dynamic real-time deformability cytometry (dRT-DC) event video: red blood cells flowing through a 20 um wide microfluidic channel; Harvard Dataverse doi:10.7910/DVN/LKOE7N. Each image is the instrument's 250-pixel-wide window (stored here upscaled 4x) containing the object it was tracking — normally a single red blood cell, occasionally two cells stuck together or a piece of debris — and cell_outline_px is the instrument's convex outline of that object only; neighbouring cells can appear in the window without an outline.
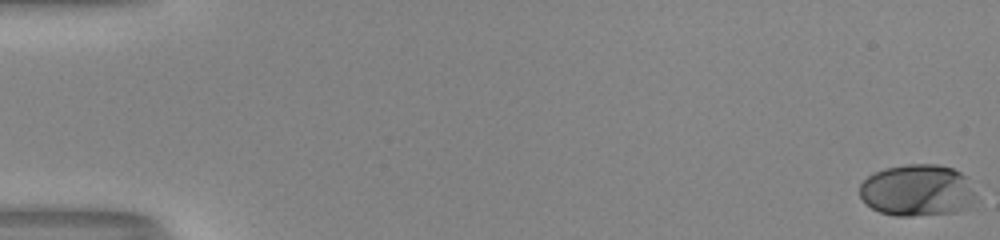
{"species": "human", "species_latin": "Homo sapiens", "temperature_condition": "room temperature", "stored_images_in_passage": 53, "camera_frame_rate_fps": 3000, "um_per_image_px": 0.085, "donor": {"sex": "male"}, "frame": {"image": 1, "passage_image": 1, "time_ms": 0.0, "image_size_px": [1000, 240], "cell_outline_px": [[976, 200], [968, 208], [956, 212], [912, 216], [896, 216], [880, 212], [872, 208], [860, 196], [860, 184], [872, 172], [884, 168], [908, 164], [936, 164], [952, 168], [968, 176]], "centroid_in_image_um": [77.99, 16.17], "position_along_channel_um": 7.0, "area_um2": 35.32}}
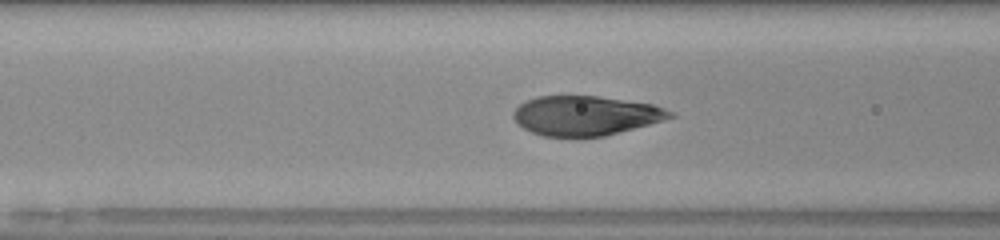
{"frame": {"image": 2, "passage_image": 23, "time_ms": 7.333, "image_size_px": [1000, 240], "cell_outline_px": [[676, 116], [648, 124], [604, 136], [576, 140], [544, 136], [532, 132], [516, 124], [512, 116], [512, 112], [524, 100], [536, 96], [596, 96], [652, 104], [676, 112]], "centroid_in_image_um": [49.71, 9.86], "position_along_channel_um": 116.9, "area_um2": 36.82}}
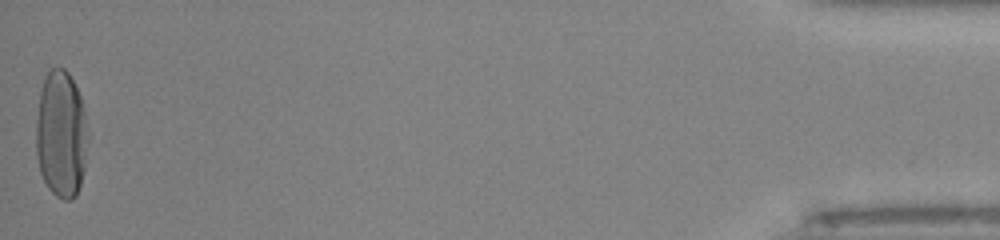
{"frame": {"image": 3, "passage_image": 53, "time_ms": 17.333, "image_size_px": [1000, 240], "cell_outline_px": [[88, 140], [84, 168], [80, 184], [76, 196], [72, 200], [64, 200], [56, 196], [48, 188], [40, 172], [36, 156], [36, 120], [40, 92], [44, 76], [52, 68], [64, 68], [68, 72], [80, 96], [84, 112], [88, 136]], "centroid_in_image_um": [5.18, 11.43], "position_along_channel_um": 430.0, "area_um2": 38.55}, "authors_computed_cell_mechanics": {"area_um2": 35.6048, "velocity_mm_per_s": 4.0738, "shape_relaxation_time_tau1_ms": 4.2948, "shape_relaxation_time_tau2_ms": null, "deformation_change_tau1": 0.2497, "deformation_change_tau2": null}}